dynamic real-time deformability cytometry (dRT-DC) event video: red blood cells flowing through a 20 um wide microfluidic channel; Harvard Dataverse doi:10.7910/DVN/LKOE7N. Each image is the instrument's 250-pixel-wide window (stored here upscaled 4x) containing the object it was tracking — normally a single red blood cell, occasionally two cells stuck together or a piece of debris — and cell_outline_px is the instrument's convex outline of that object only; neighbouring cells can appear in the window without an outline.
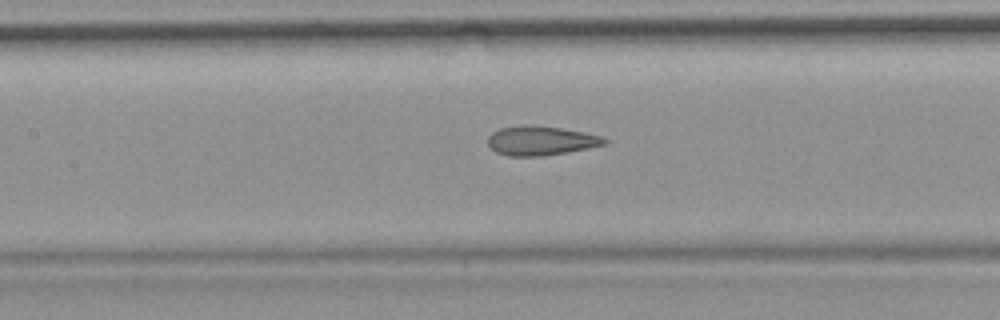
{"species": "common noctule bat (a hibernating species)", "species_latin": "Nyctalus noctula", "temperature_condition": "room temperature", "stored_images_in_passage": 41, "camera_frame_rate_fps": 3000, "um_per_image_px": 0.085, "animal": {"sex": "female", "body_mass_g": 19.9}, "frame": {"image": 1, "passage_image": 12, "time_ms": 3.667, "image_size_px": [1000, 320], "cell_outline_px": [[612, 140], [608, 144], [588, 148], [544, 156], [508, 156], [496, 152], [488, 144], [488, 136], [492, 132], [500, 128], [524, 124], [532, 124], [560, 128], [584, 132], [604, 136]], "centroid_in_image_um": [46.02, 11.95], "position_along_channel_um": 161.4, "area_um2": 20.23}, "authors_computed_cell_mechanics": {"area_um2": 20.1722, "velocity_mm_per_s": 3.732, "shape_relaxation_time_tau1_ms": null, "shape_relaxation_time_tau2_ms": 1.809, "deformation_change_tau1": null, "deformation_change_tau2": 0.1188}}